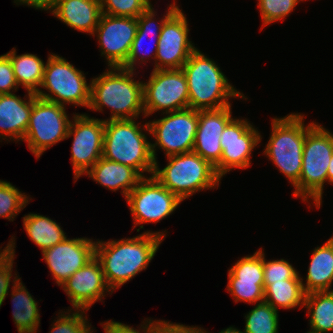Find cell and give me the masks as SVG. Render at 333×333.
Instances as JSON below:
<instances>
[{
    "label": "cell",
    "instance_id": "7402d4cb",
    "mask_svg": "<svg viewBox=\"0 0 333 333\" xmlns=\"http://www.w3.org/2000/svg\"><path fill=\"white\" fill-rule=\"evenodd\" d=\"M26 93L25 99L14 93L0 94V142H23L34 103V93Z\"/></svg>",
    "mask_w": 333,
    "mask_h": 333
},
{
    "label": "cell",
    "instance_id": "ffe728a7",
    "mask_svg": "<svg viewBox=\"0 0 333 333\" xmlns=\"http://www.w3.org/2000/svg\"><path fill=\"white\" fill-rule=\"evenodd\" d=\"M232 106L216 110H199L198 125L193 152L215 166L221 159V134L225 127L235 118Z\"/></svg>",
    "mask_w": 333,
    "mask_h": 333
},
{
    "label": "cell",
    "instance_id": "e0dca14e",
    "mask_svg": "<svg viewBox=\"0 0 333 333\" xmlns=\"http://www.w3.org/2000/svg\"><path fill=\"white\" fill-rule=\"evenodd\" d=\"M93 238H66L55 246L42 251L43 260L58 286L95 257Z\"/></svg>",
    "mask_w": 333,
    "mask_h": 333
},
{
    "label": "cell",
    "instance_id": "9a60e30c",
    "mask_svg": "<svg viewBox=\"0 0 333 333\" xmlns=\"http://www.w3.org/2000/svg\"><path fill=\"white\" fill-rule=\"evenodd\" d=\"M137 29L136 18L102 13L92 36L97 37L101 56L108 67H122L127 62Z\"/></svg>",
    "mask_w": 333,
    "mask_h": 333
},
{
    "label": "cell",
    "instance_id": "603a6c76",
    "mask_svg": "<svg viewBox=\"0 0 333 333\" xmlns=\"http://www.w3.org/2000/svg\"><path fill=\"white\" fill-rule=\"evenodd\" d=\"M73 30L93 35L102 15L100 0H56L50 12Z\"/></svg>",
    "mask_w": 333,
    "mask_h": 333
},
{
    "label": "cell",
    "instance_id": "6da1fadb",
    "mask_svg": "<svg viewBox=\"0 0 333 333\" xmlns=\"http://www.w3.org/2000/svg\"><path fill=\"white\" fill-rule=\"evenodd\" d=\"M167 232L148 230L131 238L96 240L95 257L112 292L146 270Z\"/></svg>",
    "mask_w": 333,
    "mask_h": 333
},
{
    "label": "cell",
    "instance_id": "4dcf8cb0",
    "mask_svg": "<svg viewBox=\"0 0 333 333\" xmlns=\"http://www.w3.org/2000/svg\"><path fill=\"white\" fill-rule=\"evenodd\" d=\"M244 318L246 323L243 333L279 332V312L265 301L256 303Z\"/></svg>",
    "mask_w": 333,
    "mask_h": 333
},
{
    "label": "cell",
    "instance_id": "ab89813d",
    "mask_svg": "<svg viewBox=\"0 0 333 333\" xmlns=\"http://www.w3.org/2000/svg\"><path fill=\"white\" fill-rule=\"evenodd\" d=\"M152 333H201L200 326H189L165 320L152 319Z\"/></svg>",
    "mask_w": 333,
    "mask_h": 333
},
{
    "label": "cell",
    "instance_id": "ba28073f",
    "mask_svg": "<svg viewBox=\"0 0 333 333\" xmlns=\"http://www.w3.org/2000/svg\"><path fill=\"white\" fill-rule=\"evenodd\" d=\"M47 90L45 92L42 91ZM91 84L83 71L77 69L62 56L50 53L44 69L41 87L36 93L38 98L77 108H88L90 104ZM48 92V93H47Z\"/></svg>",
    "mask_w": 333,
    "mask_h": 333
},
{
    "label": "cell",
    "instance_id": "3957f363",
    "mask_svg": "<svg viewBox=\"0 0 333 333\" xmlns=\"http://www.w3.org/2000/svg\"><path fill=\"white\" fill-rule=\"evenodd\" d=\"M181 69L187 80L189 108L216 110L231 106L230 99H248L228 82L218 64L198 48L190 54Z\"/></svg>",
    "mask_w": 333,
    "mask_h": 333
},
{
    "label": "cell",
    "instance_id": "e575fe53",
    "mask_svg": "<svg viewBox=\"0 0 333 333\" xmlns=\"http://www.w3.org/2000/svg\"><path fill=\"white\" fill-rule=\"evenodd\" d=\"M263 250L264 290L272 283L288 279H301V274L284 258L270 261L265 258Z\"/></svg>",
    "mask_w": 333,
    "mask_h": 333
},
{
    "label": "cell",
    "instance_id": "cb8c5ba5",
    "mask_svg": "<svg viewBox=\"0 0 333 333\" xmlns=\"http://www.w3.org/2000/svg\"><path fill=\"white\" fill-rule=\"evenodd\" d=\"M84 175L111 191L122 190L120 193L127 198L128 194L143 178L130 166L101 157Z\"/></svg>",
    "mask_w": 333,
    "mask_h": 333
},
{
    "label": "cell",
    "instance_id": "f1b7e54d",
    "mask_svg": "<svg viewBox=\"0 0 333 333\" xmlns=\"http://www.w3.org/2000/svg\"><path fill=\"white\" fill-rule=\"evenodd\" d=\"M309 315V331H333V291H315L306 294L304 306Z\"/></svg>",
    "mask_w": 333,
    "mask_h": 333
},
{
    "label": "cell",
    "instance_id": "5b68a950",
    "mask_svg": "<svg viewBox=\"0 0 333 333\" xmlns=\"http://www.w3.org/2000/svg\"><path fill=\"white\" fill-rule=\"evenodd\" d=\"M332 154L333 133L318 122L308 123L300 180L293 186L294 198L299 197L305 203H312L320 209Z\"/></svg>",
    "mask_w": 333,
    "mask_h": 333
},
{
    "label": "cell",
    "instance_id": "83f0119b",
    "mask_svg": "<svg viewBox=\"0 0 333 333\" xmlns=\"http://www.w3.org/2000/svg\"><path fill=\"white\" fill-rule=\"evenodd\" d=\"M24 230L31 241L40 248L41 252L51 248L67 238L66 233L50 217L37 213H29L23 216Z\"/></svg>",
    "mask_w": 333,
    "mask_h": 333
},
{
    "label": "cell",
    "instance_id": "836d02e7",
    "mask_svg": "<svg viewBox=\"0 0 333 333\" xmlns=\"http://www.w3.org/2000/svg\"><path fill=\"white\" fill-rule=\"evenodd\" d=\"M300 1L304 0H258L257 7L262 19L260 30L272 23L283 21L294 11Z\"/></svg>",
    "mask_w": 333,
    "mask_h": 333
},
{
    "label": "cell",
    "instance_id": "60d3db41",
    "mask_svg": "<svg viewBox=\"0 0 333 333\" xmlns=\"http://www.w3.org/2000/svg\"><path fill=\"white\" fill-rule=\"evenodd\" d=\"M13 2L18 6L24 5L37 10L51 12L56 0H14Z\"/></svg>",
    "mask_w": 333,
    "mask_h": 333
},
{
    "label": "cell",
    "instance_id": "74e56055",
    "mask_svg": "<svg viewBox=\"0 0 333 333\" xmlns=\"http://www.w3.org/2000/svg\"><path fill=\"white\" fill-rule=\"evenodd\" d=\"M18 88L10 58L6 54L0 55V94H10Z\"/></svg>",
    "mask_w": 333,
    "mask_h": 333
},
{
    "label": "cell",
    "instance_id": "7c38bea8",
    "mask_svg": "<svg viewBox=\"0 0 333 333\" xmlns=\"http://www.w3.org/2000/svg\"><path fill=\"white\" fill-rule=\"evenodd\" d=\"M143 81L145 118L155 112L168 113L189 108L187 80L182 69L153 70Z\"/></svg>",
    "mask_w": 333,
    "mask_h": 333
},
{
    "label": "cell",
    "instance_id": "52a82bcc",
    "mask_svg": "<svg viewBox=\"0 0 333 333\" xmlns=\"http://www.w3.org/2000/svg\"><path fill=\"white\" fill-rule=\"evenodd\" d=\"M164 168L155 162L153 176L170 192L182 201L203 190L220 186L221 177L215 167L195 152L182 153L166 157Z\"/></svg>",
    "mask_w": 333,
    "mask_h": 333
},
{
    "label": "cell",
    "instance_id": "4fadbf2b",
    "mask_svg": "<svg viewBox=\"0 0 333 333\" xmlns=\"http://www.w3.org/2000/svg\"><path fill=\"white\" fill-rule=\"evenodd\" d=\"M105 120L73 113L66 139L73 137L71 164L74 182L83 176L103 154Z\"/></svg>",
    "mask_w": 333,
    "mask_h": 333
},
{
    "label": "cell",
    "instance_id": "5bb4252c",
    "mask_svg": "<svg viewBox=\"0 0 333 333\" xmlns=\"http://www.w3.org/2000/svg\"><path fill=\"white\" fill-rule=\"evenodd\" d=\"M261 139V133L247 118H234L221 134L222 156L214 166L216 173L223 178L234 169L250 167L252 152Z\"/></svg>",
    "mask_w": 333,
    "mask_h": 333
},
{
    "label": "cell",
    "instance_id": "8992f818",
    "mask_svg": "<svg viewBox=\"0 0 333 333\" xmlns=\"http://www.w3.org/2000/svg\"><path fill=\"white\" fill-rule=\"evenodd\" d=\"M305 115L289 113L271 120V134L263 154L294 186L302 169L304 141L307 134Z\"/></svg>",
    "mask_w": 333,
    "mask_h": 333
},
{
    "label": "cell",
    "instance_id": "8fae6325",
    "mask_svg": "<svg viewBox=\"0 0 333 333\" xmlns=\"http://www.w3.org/2000/svg\"><path fill=\"white\" fill-rule=\"evenodd\" d=\"M183 202L165 188L153 175L143 177L128 194L126 203L132 214L134 229L140 232L142 224L158 223L167 218Z\"/></svg>",
    "mask_w": 333,
    "mask_h": 333
},
{
    "label": "cell",
    "instance_id": "ee69618b",
    "mask_svg": "<svg viewBox=\"0 0 333 333\" xmlns=\"http://www.w3.org/2000/svg\"><path fill=\"white\" fill-rule=\"evenodd\" d=\"M8 252V245H6L4 247V249H2V247H0V259Z\"/></svg>",
    "mask_w": 333,
    "mask_h": 333
},
{
    "label": "cell",
    "instance_id": "277c9868",
    "mask_svg": "<svg viewBox=\"0 0 333 333\" xmlns=\"http://www.w3.org/2000/svg\"><path fill=\"white\" fill-rule=\"evenodd\" d=\"M136 120H105L102 157L130 166L142 177H148L145 174L152 176L155 167L148 139L150 129L148 122L143 125Z\"/></svg>",
    "mask_w": 333,
    "mask_h": 333
},
{
    "label": "cell",
    "instance_id": "2e32d148",
    "mask_svg": "<svg viewBox=\"0 0 333 333\" xmlns=\"http://www.w3.org/2000/svg\"><path fill=\"white\" fill-rule=\"evenodd\" d=\"M188 35L187 17L178 8L162 27L153 70L181 69L197 48Z\"/></svg>",
    "mask_w": 333,
    "mask_h": 333
},
{
    "label": "cell",
    "instance_id": "1f68e13d",
    "mask_svg": "<svg viewBox=\"0 0 333 333\" xmlns=\"http://www.w3.org/2000/svg\"><path fill=\"white\" fill-rule=\"evenodd\" d=\"M32 198L22 193L12 183L0 180V218L14 221Z\"/></svg>",
    "mask_w": 333,
    "mask_h": 333
},
{
    "label": "cell",
    "instance_id": "8d00e7d4",
    "mask_svg": "<svg viewBox=\"0 0 333 333\" xmlns=\"http://www.w3.org/2000/svg\"><path fill=\"white\" fill-rule=\"evenodd\" d=\"M7 245L8 252L0 259V308L9 293L10 282L14 285L21 278L16 272L13 274V263L16 258L14 249L16 248L15 236H11ZM11 279L13 280L11 281Z\"/></svg>",
    "mask_w": 333,
    "mask_h": 333
},
{
    "label": "cell",
    "instance_id": "9c48e42d",
    "mask_svg": "<svg viewBox=\"0 0 333 333\" xmlns=\"http://www.w3.org/2000/svg\"><path fill=\"white\" fill-rule=\"evenodd\" d=\"M163 117L148 121L152 155L157 161V150L162 149L165 157L193 151L198 125V110L186 108L161 113Z\"/></svg>",
    "mask_w": 333,
    "mask_h": 333
},
{
    "label": "cell",
    "instance_id": "484cf974",
    "mask_svg": "<svg viewBox=\"0 0 333 333\" xmlns=\"http://www.w3.org/2000/svg\"><path fill=\"white\" fill-rule=\"evenodd\" d=\"M11 290L12 317L18 333H37L40 328L38 302L28 292L21 278L12 286Z\"/></svg>",
    "mask_w": 333,
    "mask_h": 333
},
{
    "label": "cell",
    "instance_id": "7bdbcfd3",
    "mask_svg": "<svg viewBox=\"0 0 333 333\" xmlns=\"http://www.w3.org/2000/svg\"><path fill=\"white\" fill-rule=\"evenodd\" d=\"M327 184H333V154L328 166Z\"/></svg>",
    "mask_w": 333,
    "mask_h": 333
},
{
    "label": "cell",
    "instance_id": "ac0fdd59",
    "mask_svg": "<svg viewBox=\"0 0 333 333\" xmlns=\"http://www.w3.org/2000/svg\"><path fill=\"white\" fill-rule=\"evenodd\" d=\"M227 292L235 303L256 304L264 301L263 248L246 255L228 269Z\"/></svg>",
    "mask_w": 333,
    "mask_h": 333
},
{
    "label": "cell",
    "instance_id": "d590c367",
    "mask_svg": "<svg viewBox=\"0 0 333 333\" xmlns=\"http://www.w3.org/2000/svg\"><path fill=\"white\" fill-rule=\"evenodd\" d=\"M103 14L138 18L152 3L148 0H100Z\"/></svg>",
    "mask_w": 333,
    "mask_h": 333
},
{
    "label": "cell",
    "instance_id": "d6986e66",
    "mask_svg": "<svg viewBox=\"0 0 333 333\" xmlns=\"http://www.w3.org/2000/svg\"><path fill=\"white\" fill-rule=\"evenodd\" d=\"M72 304L70 310L88 311L97 301H103L112 290L106 283L100 262L94 257L77 270L61 286ZM73 307V308H72Z\"/></svg>",
    "mask_w": 333,
    "mask_h": 333
},
{
    "label": "cell",
    "instance_id": "30bf717a",
    "mask_svg": "<svg viewBox=\"0 0 333 333\" xmlns=\"http://www.w3.org/2000/svg\"><path fill=\"white\" fill-rule=\"evenodd\" d=\"M66 109L65 106L43 100L34 94V103L23 141L27 143L28 149L36 159L47 149L66 139L71 122Z\"/></svg>",
    "mask_w": 333,
    "mask_h": 333
},
{
    "label": "cell",
    "instance_id": "f35d334b",
    "mask_svg": "<svg viewBox=\"0 0 333 333\" xmlns=\"http://www.w3.org/2000/svg\"><path fill=\"white\" fill-rule=\"evenodd\" d=\"M100 325L105 333H152L151 318H146L143 322H141L140 327H137V329L114 320H106L105 322H101Z\"/></svg>",
    "mask_w": 333,
    "mask_h": 333
},
{
    "label": "cell",
    "instance_id": "d4e9b609",
    "mask_svg": "<svg viewBox=\"0 0 333 333\" xmlns=\"http://www.w3.org/2000/svg\"><path fill=\"white\" fill-rule=\"evenodd\" d=\"M311 254L306 281L301 277L304 292L333 291V239L315 247Z\"/></svg>",
    "mask_w": 333,
    "mask_h": 333
},
{
    "label": "cell",
    "instance_id": "7a4b0ae2",
    "mask_svg": "<svg viewBox=\"0 0 333 333\" xmlns=\"http://www.w3.org/2000/svg\"><path fill=\"white\" fill-rule=\"evenodd\" d=\"M136 74L123 67H108L92 78L88 109L103 112L104 107H108L110 118L104 120L138 119L142 115L145 118L143 81L135 80Z\"/></svg>",
    "mask_w": 333,
    "mask_h": 333
},
{
    "label": "cell",
    "instance_id": "d6a6232c",
    "mask_svg": "<svg viewBox=\"0 0 333 333\" xmlns=\"http://www.w3.org/2000/svg\"><path fill=\"white\" fill-rule=\"evenodd\" d=\"M59 310V313L51 325L49 333H94L89 323L86 311L83 310ZM62 311V312H61Z\"/></svg>",
    "mask_w": 333,
    "mask_h": 333
},
{
    "label": "cell",
    "instance_id": "4316f807",
    "mask_svg": "<svg viewBox=\"0 0 333 333\" xmlns=\"http://www.w3.org/2000/svg\"><path fill=\"white\" fill-rule=\"evenodd\" d=\"M14 47L6 55L10 58L16 82L26 91L36 94L42 84L46 63L35 54L17 55Z\"/></svg>",
    "mask_w": 333,
    "mask_h": 333
},
{
    "label": "cell",
    "instance_id": "44dd1931",
    "mask_svg": "<svg viewBox=\"0 0 333 333\" xmlns=\"http://www.w3.org/2000/svg\"><path fill=\"white\" fill-rule=\"evenodd\" d=\"M175 1L176 0H174L172 4L167 7L166 13L162 15V18H157L158 21L156 19L157 11L153 8L152 4L138 18H136L138 22L137 33L132 42L127 62L122 66L123 68L136 71L139 64H146L150 58L151 60H154L155 63L158 48L157 46L162 27L165 21L179 8L177 2ZM148 36L152 38L155 37V41L153 42L154 44L152 45L154 47L151 49L148 47V49L144 48L143 44L145 38L147 37L148 39ZM152 38L151 40H153ZM136 64L138 65L136 66Z\"/></svg>",
    "mask_w": 333,
    "mask_h": 333
},
{
    "label": "cell",
    "instance_id": "f546056e",
    "mask_svg": "<svg viewBox=\"0 0 333 333\" xmlns=\"http://www.w3.org/2000/svg\"><path fill=\"white\" fill-rule=\"evenodd\" d=\"M306 293L304 292L301 279H288L270 284L264 290V301L270 304L275 310L281 309H302L305 303Z\"/></svg>",
    "mask_w": 333,
    "mask_h": 333
},
{
    "label": "cell",
    "instance_id": "b9f144b4",
    "mask_svg": "<svg viewBox=\"0 0 333 333\" xmlns=\"http://www.w3.org/2000/svg\"><path fill=\"white\" fill-rule=\"evenodd\" d=\"M200 331H201V333H210L207 330H205L203 327H200ZM218 333H243V331L239 330L238 328H236L234 326H230V327H227V328L221 330Z\"/></svg>",
    "mask_w": 333,
    "mask_h": 333
}]
</instances>
